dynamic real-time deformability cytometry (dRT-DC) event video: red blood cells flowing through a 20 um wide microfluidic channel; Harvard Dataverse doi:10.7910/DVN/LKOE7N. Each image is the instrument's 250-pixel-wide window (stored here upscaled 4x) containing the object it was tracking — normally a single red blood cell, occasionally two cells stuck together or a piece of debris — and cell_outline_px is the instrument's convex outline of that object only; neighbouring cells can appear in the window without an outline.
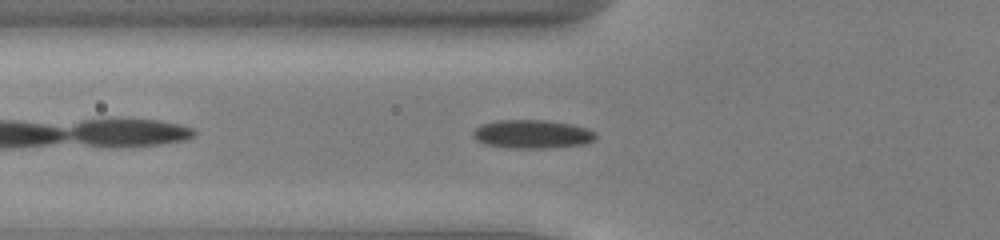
{"species": "common noctule bat (a hibernating species)", "species_latin": "Nyctalus noctula", "temperature_condition": "cold", "stored_images_in_passage": 36, "camera_frame_rate_fps": 3000, "um_per_image_px": 0.085, "animal": {"sex": "male", "body_mass_g": 13.0, "forearm_length_mm": 53.1}, "frame": {"image": 1, "passage_image": 5, "time_ms": 1.333, "image_size_px": [1000, 240], "cell_outline_px": [[596, 140], [584, 144], [548, 148], [508, 148], [484, 144], [476, 140], [472, 136], [472, 132], [480, 124], [496, 120], [548, 120], [572, 124], [588, 128], [596, 132]], "centroid_in_image_um": [45.24, 11.4], "position_along_channel_um": 80.6, "area_um2": 20.75}}
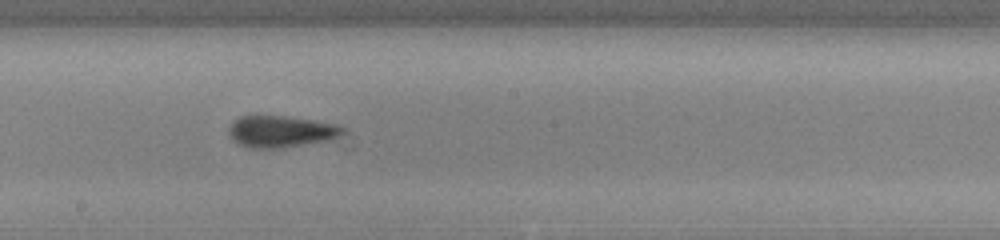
{"frame": {"image": 2, "passage_image": 16, "time_ms": 5.0, "image_size_px": [1000, 240], "cell_outline_px": [[344, 128], [336, 136], [328, 140], [280, 148], [248, 148], [236, 144], [232, 140], [228, 132], [228, 128], [240, 116], [284, 116], [312, 120], [336, 124]], "centroid_in_image_um": [23.79, 11.19], "position_along_channel_um": 224.4, "area_um2": 20.69}}
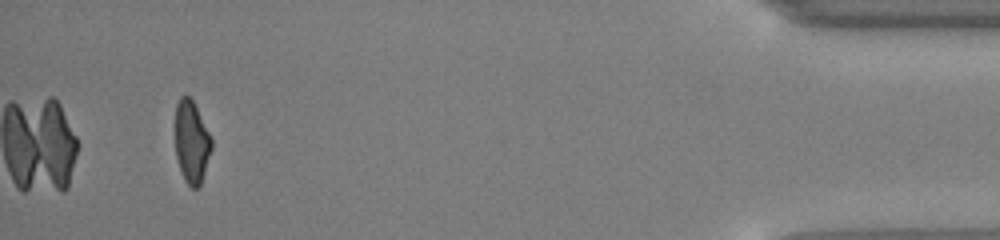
{"frame": {"image": 3, "passage_image": 36, "time_ms": 11.667, "image_size_px": [1000, 240], "cell_outline_px": [[212, 148], [200, 184], [196, 188], [192, 188], [184, 180], [176, 156], [176, 104], [180, 96], [188, 96], [192, 100], [212, 140]], "centroid_in_image_um": [16.28, 12.07], "position_along_channel_um": 418.9, "area_um2": 16.94}, "authors_computed_cell_mechanics": {"area_um2": 19.8832, "velocity_mm_per_s": 3.9066, "shape_relaxation_time_tau1_ms": 2.558, "shape_relaxation_time_tau2_ms": 2.0993, "deformation_change_tau1": 0.1098, "deformation_change_tau2": 0.1025}}